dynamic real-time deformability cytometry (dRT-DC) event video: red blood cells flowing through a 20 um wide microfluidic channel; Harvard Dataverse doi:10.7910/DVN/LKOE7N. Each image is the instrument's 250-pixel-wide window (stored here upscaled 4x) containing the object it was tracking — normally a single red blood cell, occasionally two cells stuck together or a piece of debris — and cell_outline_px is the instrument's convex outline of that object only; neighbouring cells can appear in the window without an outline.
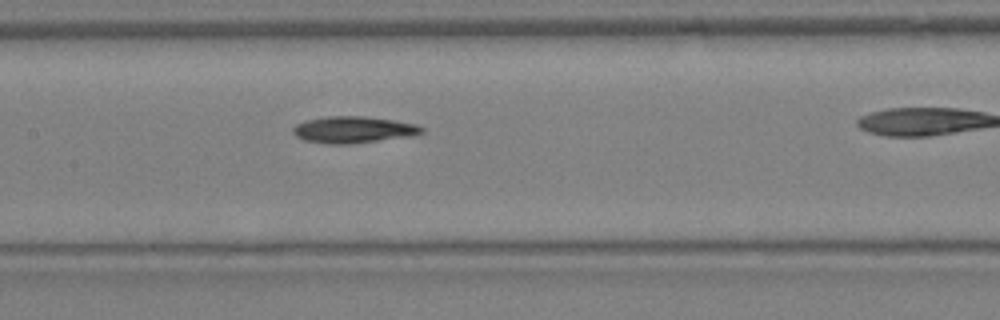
{"species": "Egyptian fruit bat (a non-hibernating species)", "species_latin": "Rousettus aegyptiacus", "temperature_condition": "warm", "stored_images_in_passage": 19, "camera_frame_rate_fps": 3000, "um_per_image_px": 0.085, "animal": {"sex": "female"}, "frame": {"image": 1, "passage_image": 9, "time_ms": 2.667, "image_size_px": [1000, 320], "cell_outline_px": [[424, 132], [412, 136], [352, 144], [324, 144], [304, 140], [296, 136], [292, 132], [292, 128], [296, 124], [308, 120], [328, 116], [364, 116], [392, 120], [416, 124], [424, 128]], "centroid_in_image_um": [30.03, 11.03], "position_along_channel_um": 177.4, "area_um2": 20.06}}
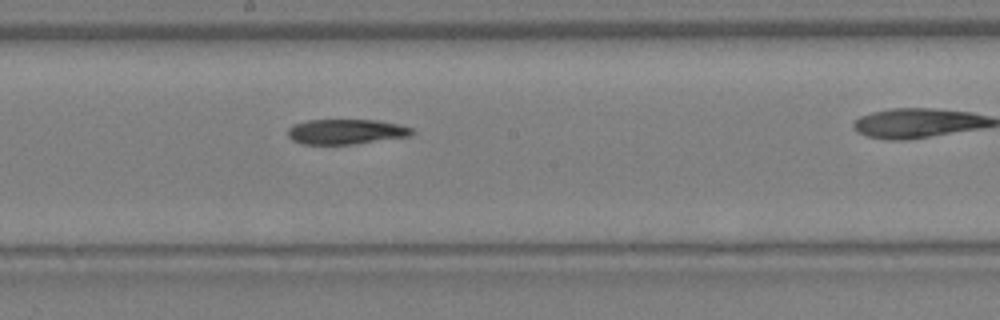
{"frame": {"image": 2, "passage_image": 11, "time_ms": 3.333, "image_size_px": [1000, 320], "cell_outline_px": [[416, 132], [412, 136], [356, 144], [300, 144], [292, 140], [288, 136], [288, 128], [292, 124], [308, 120], [376, 120], [400, 124], [412, 128]], "centroid_in_image_um": [29.44, 11.19], "position_along_channel_um": 218.8, "area_um2": 18.44}}